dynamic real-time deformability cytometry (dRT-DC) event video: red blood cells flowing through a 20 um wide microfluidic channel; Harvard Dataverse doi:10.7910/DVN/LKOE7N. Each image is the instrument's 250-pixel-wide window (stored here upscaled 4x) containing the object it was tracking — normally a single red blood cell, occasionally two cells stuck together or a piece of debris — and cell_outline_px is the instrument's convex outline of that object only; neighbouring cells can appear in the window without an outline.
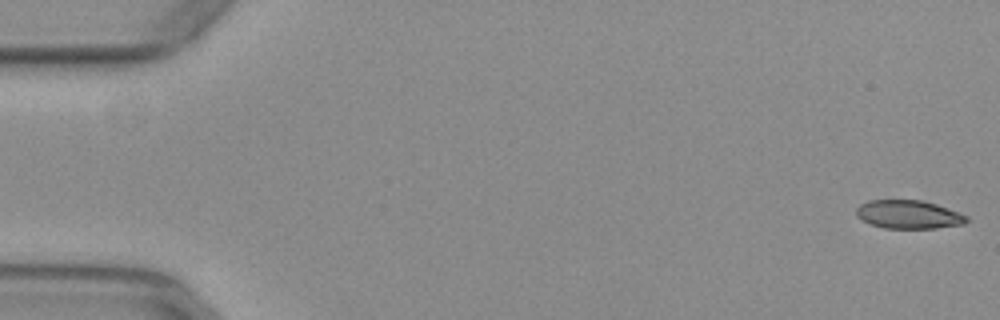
{"species": "common noctule bat (a hibernating species)", "species_latin": "Nyctalus noctula", "temperature_condition": "warm", "stored_images_in_passage": 14, "camera_frame_rate_fps": 3000, "um_per_image_px": 0.085, "animal": {"sex": "female", "body_mass_g": 29.2, "forearm_length_mm": 56.3}, "frame": {"image": 1, "passage_image": 1, "time_ms": 0.0, "image_size_px": [1000, 320], "cell_outline_px": [[968, 220], [964, 224], [936, 228], [884, 228], [872, 224], [856, 216], [856, 208], [860, 204], [868, 200], [924, 200], [936, 204], [968, 216]], "centroid_in_image_um": [77.23, 18.22], "position_along_channel_um": 7.8, "area_um2": 18.21}}